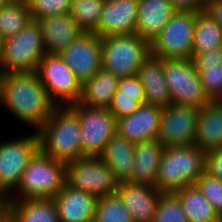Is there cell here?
Here are the masks:
<instances>
[{"label": "cell", "mask_w": 222, "mask_h": 222, "mask_svg": "<svg viewBox=\"0 0 222 222\" xmlns=\"http://www.w3.org/2000/svg\"><path fill=\"white\" fill-rule=\"evenodd\" d=\"M176 11L202 12L205 10L206 0H169Z\"/></svg>", "instance_id": "cell-40"}, {"label": "cell", "mask_w": 222, "mask_h": 222, "mask_svg": "<svg viewBox=\"0 0 222 222\" xmlns=\"http://www.w3.org/2000/svg\"><path fill=\"white\" fill-rule=\"evenodd\" d=\"M196 12L176 11L151 42V54L164 60L191 59Z\"/></svg>", "instance_id": "cell-8"}, {"label": "cell", "mask_w": 222, "mask_h": 222, "mask_svg": "<svg viewBox=\"0 0 222 222\" xmlns=\"http://www.w3.org/2000/svg\"><path fill=\"white\" fill-rule=\"evenodd\" d=\"M52 199L60 222H94L98 201L95 196L65 184Z\"/></svg>", "instance_id": "cell-18"}, {"label": "cell", "mask_w": 222, "mask_h": 222, "mask_svg": "<svg viewBox=\"0 0 222 222\" xmlns=\"http://www.w3.org/2000/svg\"><path fill=\"white\" fill-rule=\"evenodd\" d=\"M131 213L133 222H152L160 193L155 187L130 182H120L116 192Z\"/></svg>", "instance_id": "cell-17"}, {"label": "cell", "mask_w": 222, "mask_h": 222, "mask_svg": "<svg viewBox=\"0 0 222 222\" xmlns=\"http://www.w3.org/2000/svg\"><path fill=\"white\" fill-rule=\"evenodd\" d=\"M11 214V197L0 189V222L6 220Z\"/></svg>", "instance_id": "cell-42"}, {"label": "cell", "mask_w": 222, "mask_h": 222, "mask_svg": "<svg viewBox=\"0 0 222 222\" xmlns=\"http://www.w3.org/2000/svg\"><path fill=\"white\" fill-rule=\"evenodd\" d=\"M194 66H211L220 64L219 49L205 53H192Z\"/></svg>", "instance_id": "cell-39"}, {"label": "cell", "mask_w": 222, "mask_h": 222, "mask_svg": "<svg viewBox=\"0 0 222 222\" xmlns=\"http://www.w3.org/2000/svg\"><path fill=\"white\" fill-rule=\"evenodd\" d=\"M140 106L141 104L138 101L133 100L132 97L119 96V91L117 90L107 109L117 121L123 117L131 115Z\"/></svg>", "instance_id": "cell-37"}, {"label": "cell", "mask_w": 222, "mask_h": 222, "mask_svg": "<svg viewBox=\"0 0 222 222\" xmlns=\"http://www.w3.org/2000/svg\"><path fill=\"white\" fill-rule=\"evenodd\" d=\"M36 73L57 106L79 102L82 83L59 54H45Z\"/></svg>", "instance_id": "cell-9"}, {"label": "cell", "mask_w": 222, "mask_h": 222, "mask_svg": "<svg viewBox=\"0 0 222 222\" xmlns=\"http://www.w3.org/2000/svg\"><path fill=\"white\" fill-rule=\"evenodd\" d=\"M2 40L0 38V73H1Z\"/></svg>", "instance_id": "cell-45"}, {"label": "cell", "mask_w": 222, "mask_h": 222, "mask_svg": "<svg viewBox=\"0 0 222 222\" xmlns=\"http://www.w3.org/2000/svg\"><path fill=\"white\" fill-rule=\"evenodd\" d=\"M32 21L28 3L8 2L0 10V38L6 40Z\"/></svg>", "instance_id": "cell-29"}, {"label": "cell", "mask_w": 222, "mask_h": 222, "mask_svg": "<svg viewBox=\"0 0 222 222\" xmlns=\"http://www.w3.org/2000/svg\"><path fill=\"white\" fill-rule=\"evenodd\" d=\"M220 64H222V46L219 48Z\"/></svg>", "instance_id": "cell-47"}, {"label": "cell", "mask_w": 222, "mask_h": 222, "mask_svg": "<svg viewBox=\"0 0 222 222\" xmlns=\"http://www.w3.org/2000/svg\"><path fill=\"white\" fill-rule=\"evenodd\" d=\"M70 106L79 116L83 155L99 156L116 134L117 121L106 108H91L78 103Z\"/></svg>", "instance_id": "cell-12"}, {"label": "cell", "mask_w": 222, "mask_h": 222, "mask_svg": "<svg viewBox=\"0 0 222 222\" xmlns=\"http://www.w3.org/2000/svg\"><path fill=\"white\" fill-rule=\"evenodd\" d=\"M94 222H133L131 213L117 193L98 198Z\"/></svg>", "instance_id": "cell-31"}, {"label": "cell", "mask_w": 222, "mask_h": 222, "mask_svg": "<svg viewBox=\"0 0 222 222\" xmlns=\"http://www.w3.org/2000/svg\"><path fill=\"white\" fill-rule=\"evenodd\" d=\"M139 0H105L98 21L101 38L135 34Z\"/></svg>", "instance_id": "cell-15"}, {"label": "cell", "mask_w": 222, "mask_h": 222, "mask_svg": "<svg viewBox=\"0 0 222 222\" xmlns=\"http://www.w3.org/2000/svg\"><path fill=\"white\" fill-rule=\"evenodd\" d=\"M175 12L169 0H139L135 33L151 44Z\"/></svg>", "instance_id": "cell-21"}, {"label": "cell", "mask_w": 222, "mask_h": 222, "mask_svg": "<svg viewBox=\"0 0 222 222\" xmlns=\"http://www.w3.org/2000/svg\"><path fill=\"white\" fill-rule=\"evenodd\" d=\"M117 90L119 96L132 97L141 105L146 104L145 90L137 75L119 78Z\"/></svg>", "instance_id": "cell-36"}, {"label": "cell", "mask_w": 222, "mask_h": 222, "mask_svg": "<svg viewBox=\"0 0 222 222\" xmlns=\"http://www.w3.org/2000/svg\"><path fill=\"white\" fill-rule=\"evenodd\" d=\"M199 74L203 90L208 98L222 100V64L194 66Z\"/></svg>", "instance_id": "cell-33"}, {"label": "cell", "mask_w": 222, "mask_h": 222, "mask_svg": "<svg viewBox=\"0 0 222 222\" xmlns=\"http://www.w3.org/2000/svg\"><path fill=\"white\" fill-rule=\"evenodd\" d=\"M222 46V28L204 11L196 13L192 53L214 51Z\"/></svg>", "instance_id": "cell-28"}, {"label": "cell", "mask_w": 222, "mask_h": 222, "mask_svg": "<svg viewBox=\"0 0 222 222\" xmlns=\"http://www.w3.org/2000/svg\"><path fill=\"white\" fill-rule=\"evenodd\" d=\"M200 108L171 103L162 108L157 140L164 146L192 145Z\"/></svg>", "instance_id": "cell-13"}, {"label": "cell", "mask_w": 222, "mask_h": 222, "mask_svg": "<svg viewBox=\"0 0 222 222\" xmlns=\"http://www.w3.org/2000/svg\"><path fill=\"white\" fill-rule=\"evenodd\" d=\"M163 150L158 140L135 143L134 168L127 182L155 187Z\"/></svg>", "instance_id": "cell-23"}, {"label": "cell", "mask_w": 222, "mask_h": 222, "mask_svg": "<svg viewBox=\"0 0 222 222\" xmlns=\"http://www.w3.org/2000/svg\"><path fill=\"white\" fill-rule=\"evenodd\" d=\"M152 222H188L181 201L174 193L160 195Z\"/></svg>", "instance_id": "cell-32"}, {"label": "cell", "mask_w": 222, "mask_h": 222, "mask_svg": "<svg viewBox=\"0 0 222 222\" xmlns=\"http://www.w3.org/2000/svg\"><path fill=\"white\" fill-rule=\"evenodd\" d=\"M36 132L44 155L65 163L84 157L79 116L70 105L57 106Z\"/></svg>", "instance_id": "cell-2"}, {"label": "cell", "mask_w": 222, "mask_h": 222, "mask_svg": "<svg viewBox=\"0 0 222 222\" xmlns=\"http://www.w3.org/2000/svg\"><path fill=\"white\" fill-rule=\"evenodd\" d=\"M59 55L83 83L102 68L101 37L84 32Z\"/></svg>", "instance_id": "cell-14"}, {"label": "cell", "mask_w": 222, "mask_h": 222, "mask_svg": "<svg viewBox=\"0 0 222 222\" xmlns=\"http://www.w3.org/2000/svg\"><path fill=\"white\" fill-rule=\"evenodd\" d=\"M164 75L172 103L203 108L211 101L191 59L164 60Z\"/></svg>", "instance_id": "cell-10"}, {"label": "cell", "mask_w": 222, "mask_h": 222, "mask_svg": "<svg viewBox=\"0 0 222 222\" xmlns=\"http://www.w3.org/2000/svg\"><path fill=\"white\" fill-rule=\"evenodd\" d=\"M16 222H60L52 198L11 200V214Z\"/></svg>", "instance_id": "cell-26"}, {"label": "cell", "mask_w": 222, "mask_h": 222, "mask_svg": "<svg viewBox=\"0 0 222 222\" xmlns=\"http://www.w3.org/2000/svg\"><path fill=\"white\" fill-rule=\"evenodd\" d=\"M31 18L39 21L45 17L68 14L72 0H28Z\"/></svg>", "instance_id": "cell-34"}, {"label": "cell", "mask_w": 222, "mask_h": 222, "mask_svg": "<svg viewBox=\"0 0 222 222\" xmlns=\"http://www.w3.org/2000/svg\"><path fill=\"white\" fill-rule=\"evenodd\" d=\"M101 52L102 68L121 78L137 74L151 47L135 33L101 38Z\"/></svg>", "instance_id": "cell-6"}, {"label": "cell", "mask_w": 222, "mask_h": 222, "mask_svg": "<svg viewBox=\"0 0 222 222\" xmlns=\"http://www.w3.org/2000/svg\"><path fill=\"white\" fill-rule=\"evenodd\" d=\"M66 184V163L40 150L29 161L11 200L53 198Z\"/></svg>", "instance_id": "cell-4"}, {"label": "cell", "mask_w": 222, "mask_h": 222, "mask_svg": "<svg viewBox=\"0 0 222 222\" xmlns=\"http://www.w3.org/2000/svg\"><path fill=\"white\" fill-rule=\"evenodd\" d=\"M205 172L222 182V148L206 153Z\"/></svg>", "instance_id": "cell-38"}, {"label": "cell", "mask_w": 222, "mask_h": 222, "mask_svg": "<svg viewBox=\"0 0 222 222\" xmlns=\"http://www.w3.org/2000/svg\"><path fill=\"white\" fill-rule=\"evenodd\" d=\"M8 2L12 3H27L28 0H7Z\"/></svg>", "instance_id": "cell-43"}, {"label": "cell", "mask_w": 222, "mask_h": 222, "mask_svg": "<svg viewBox=\"0 0 222 222\" xmlns=\"http://www.w3.org/2000/svg\"><path fill=\"white\" fill-rule=\"evenodd\" d=\"M118 81L117 75L101 68L94 76L82 83L78 104L107 109L117 91Z\"/></svg>", "instance_id": "cell-25"}, {"label": "cell", "mask_w": 222, "mask_h": 222, "mask_svg": "<svg viewBox=\"0 0 222 222\" xmlns=\"http://www.w3.org/2000/svg\"><path fill=\"white\" fill-rule=\"evenodd\" d=\"M134 151L135 143L116 133L99 157L113 171L119 182H127L134 168Z\"/></svg>", "instance_id": "cell-24"}, {"label": "cell", "mask_w": 222, "mask_h": 222, "mask_svg": "<svg viewBox=\"0 0 222 222\" xmlns=\"http://www.w3.org/2000/svg\"><path fill=\"white\" fill-rule=\"evenodd\" d=\"M44 55L41 27L32 20L16 35L2 41L1 73L36 72Z\"/></svg>", "instance_id": "cell-5"}, {"label": "cell", "mask_w": 222, "mask_h": 222, "mask_svg": "<svg viewBox=\"0 0 222 222\" xmlns=\"http://www.w3.org/2000/svg\"><path fill=\"white\" fill-rule=\"evenodd\" d=\"M206 154L196 145L164 148L155 188L162 194L175 193L189 185L205 172Z\"/></svg>", "instance_id": "cell-3"}, {"label": "cell", "mask_w": 222, "mask_h": 222, "mask_svg": "<svg viewBox=\"0 0 222 222\" xmlns=\"http://www.w3.org/2000/svg\"><path fill=\"white\" fill-rule=\"evenodd\" d=\"M1 222H16V221H15L14 218L10 215L6 220L1 221Z\"/></svg>", "instance_id": "cell-46"}, {"label": "cell", "mask_w": 222, "mask_h": 222, "mask_svg": "<svg viewBox=\"0 0 222 222\" xmlns=\"http://www.w3.org/2000/svg\"><path fill=\"white\" fill-rule=\"evenodd\" d=\"M194 145L205 154L222 148V100H213L200 108Z\"/></svg>", "instance_id": "cell-22"}, {"label": "cell", "mask_w": 222, "mask_h": 222, "mask_svg": "<svg viewBox=\"0 0 222 222\" xmlns=\"http://www.w3.org/2000/svg\"><path fill=\"white\" fill-rule=\"evenodd\" d=\"M105 0H72L69 14L84 32L98 35V21Z\"/></svg>", "instance_id": "cell-30"}, {"label": "cell", "mask_w": 222, "mask_h": 222, "mask_svg": "<svg viewBox=\"0 0 222 222\" xmlns=\"http://www.w3.org/2000/svg\"><path fill=\"white\" fill-rule=\"evenodd\" d=\"M204 12L222 28V0H206Z\"/></svg>", "instance_id": "cell-41"}, {"label": "cell", "mask_w": 222, "mask_h": 222, "mask_svg": "<svg viewBox=\"0 0 222 222\" xmlns=\"http://www.w3.org/2000/svg\"><path fill=\"white\" fill-rule=\"evenodd\" d=\"M181 201L188 222H222L212 204L196 185H189L174 193Z\"/></svg>", "instance_id": "cell-27"}, {"label": "cell", "mask_w": 222, "mask_h": 222, "mask_svg": "<svg viewBox=\"0 0 222 222\" xmlns=\"http://www.w3.org/2000/svg\"><path fill=\"white\" fill-rule=\"evenodd\" d=\"M38 151L36 131L21 138L0 141V189L11 195L17 189L24 169Z\"/></svg>", "instance_id": "cell-11"}, {"label": "cell", "mask_w": 222, "mask_h": 222, "mask_svg": "<svg viewBox=\"0 0 222 222\" xmlns=\"http://www.w3.org/2000/svg\"><path fill=\"white\" fill-rule=\"evenodd\" d=\"M8 3L7 0H0V10Z\"/></svg>", "instance_id": "cell-44"}, {"label": "cell", "mask_w": 222, "mask_h": 222, "mask_svg": "<svg viewBox=\"0 0 222 222\" xmlns=\"http://www.w3.org/2000/svg\"><path fill=\"white\" fill-rule=\"evenodd\" d=\"M161 112V107L143 104L131 115L117 120L116 133L133 143L157 140Z\"/></svg>", "instance_id": "cell-16"}, {"label": "cell", "mask_w": 222, "mask_h": 222, "mask_svg": "<svg viewBox=\"0 0 222 222\" xmlns=\"http://www.w3.org/2000/svg\"><path fill=\"white\" fill-rule=\"evenodd\" d=\"M66 184L101 198L115 194L120 182L99 156H84L66 163Z\"/></svg>", "instance_id": "cell-7"}, {"label": "cell", "mask_w": 222, "mask_h": 222, "mask_svg": "<svg viewBox=\"0 0 222 222\" xmlns=\"http://www.w3.org/2000/svg\"><path fill=\"white\" fill-rule=\"evenodd\" d=\"M195 185L222 218V182L204 172Z\"/></svg>", "instance_id": "cell-35"}, {"label": "cell", "mask_w": 222, "mask_h": 222, "mask_svg": "<svg viewBox=\"0 0 222 222\" xmlns=\"http://www.w3.org/2000/svg\"><path fill=\"white\" fill-rule=\"evenodd\" d=\"M143 84L146 104L161 108L172 102L164 75V59L150 54L139 67L137 74Z\"/></svg>", "instance_id": "cell-20"}, {"label": "cell", "mask_w": 222, "mask_h": 222, "mask_svg": "<svg viewBox=\"0 0 222 222\" xmlns=\"http://www.w3.org/2000/svg\"><path fill=\"white\" fill-rule=\"evenodd\" d=\"M0 105L36 131L57 107L36 72L0 73Z\"/></svg>", "instance_id": "cell-1"}, {"label": "cell", "mask_w": 222, "mask_h": 222, "mask_svg": "<svg viewBox=\"0 0 222 222\" xmlns=\"http://www.w3.org/2000/svg\"><path fill=\"white\" fill-rule=\"evenodd\" d=\"M37 22L41 27L45 54L61 53L84 33L69 13L45 17Z\"/></svg>", "instance_id": "cell-19"}]
</instances>
